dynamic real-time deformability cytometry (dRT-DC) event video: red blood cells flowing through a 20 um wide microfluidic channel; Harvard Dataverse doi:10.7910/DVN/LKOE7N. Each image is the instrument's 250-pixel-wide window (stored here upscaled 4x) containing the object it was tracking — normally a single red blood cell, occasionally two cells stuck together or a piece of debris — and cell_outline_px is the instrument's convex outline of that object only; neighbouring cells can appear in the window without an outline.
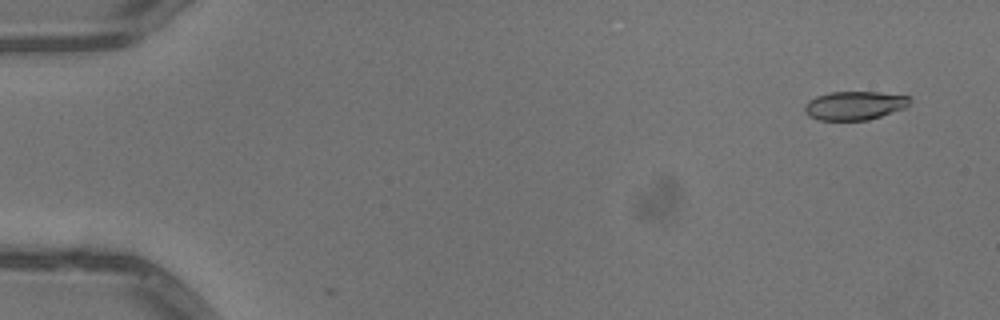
{"species": "common noctule bat (a hibernating species)", "species_latin": "Nyctalus noctula", "temperature_condition": "warm", "stored_images_in_passage": 52, "camera_frame_rate_fps": 3000, "um_per_image_px": 0.085, "animal": {"sex": "male", "body_mass_g": 13.3}, "frame": {"image": 1, "passage_image": 4, "time_ms": 1.0, "image_size_px": [1000, 320], "cell_outline_px": [[912, 100], [904, 108], [868, 120], [820, 120], [808, 116], [804, 112], [804, 104], [808, 100], [816, 96], [828, 92], [876, 92], [908, 96]], "centroid_in_image_um": [72.58, 8.97], "position_along_channel_um": 12.4, "area_um2": 17.57}}
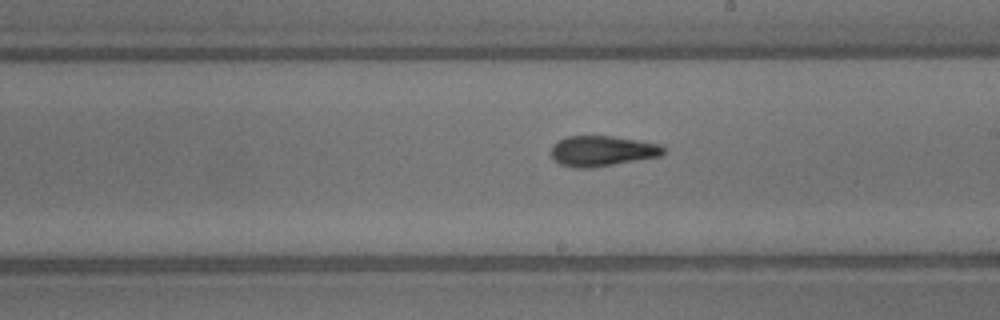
{"frame": {"image": 2, "passage_image": 31, "time_ms": 10.0, "image_size_px": [1000, 320], "cell_outline_px": [[664, 152], [660, 156], [588, 168], [576, 168], [560, 164], [552, 160], [552, 144], [568, 136], [612, 136], [660, 144], [664, 148]], "centroid_in_image_um": [51.15, 12.83], "position_along_channel_um": 237.9, "area_um2": 19.65}}
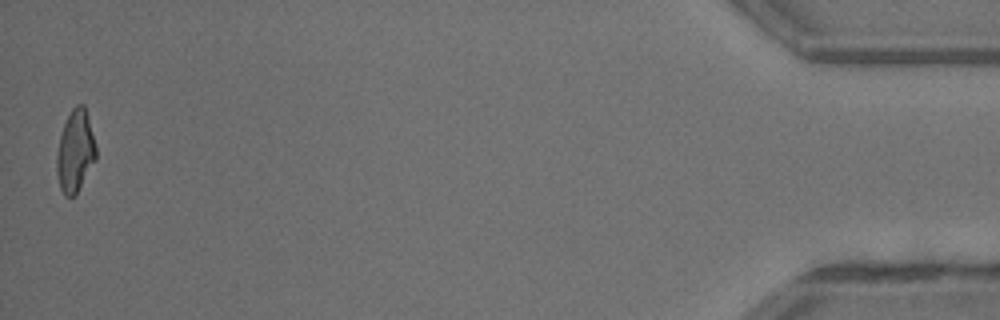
{"frame": {"image": 3, "passage_image": 52, "time_ms": 17.0, "image_size_px": [1000, 320], "cell_outline_px": [[96, 160], [76, 196], [64, 196], [60, 188], [56, 172], [56, 152], [60, 136], [64, 124], [72, 108], [76, 104], [84, 104], [96, 148]], "centroid_in_image_um": [6.38, 12.9], "position_along_channel_um": 428.8, "area_um2": 18.84}, "authors_computed_cell_mechanics": {"area_um2": 19.1896, "velocity_mm_per_s": 4.067, "shape_relaxation_time_tau1_ms": null, "shape_relaxation_time_tau2_ms": 1.8575, "deformation_change_tau1": null, "deformation_change_tau2": 0.0941}}